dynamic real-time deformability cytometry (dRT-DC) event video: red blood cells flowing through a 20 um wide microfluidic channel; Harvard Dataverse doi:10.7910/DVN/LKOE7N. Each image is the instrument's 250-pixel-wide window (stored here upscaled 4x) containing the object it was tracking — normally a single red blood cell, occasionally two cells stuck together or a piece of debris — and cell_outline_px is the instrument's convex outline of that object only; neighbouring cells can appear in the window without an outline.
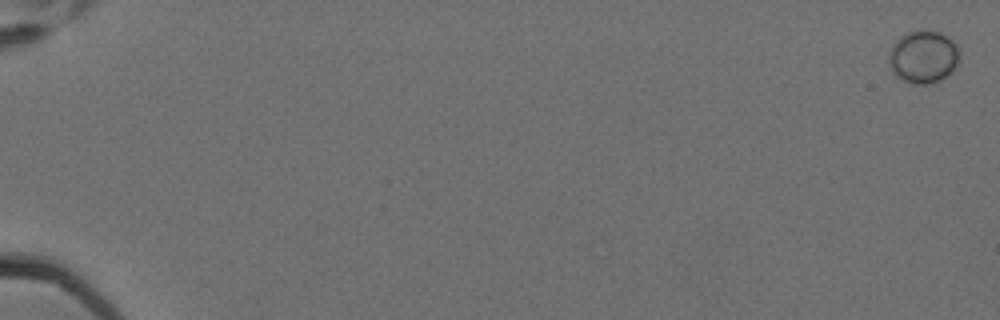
{"species": "Egyptian fruit bat (a non-hibernating species)", "species_latin": "Rousettus aegyptiacus", "temperature_condition": "cold", "stored_images_in_passage": 8, "camera_frame_rate_fps": 3000, "um_per_image_px": 0.085, "animal": {"sex": "female"}, "frame": {"image": 1, "passage_image": 1, "time_ms": 0.0, "image_size_px": [1000, 320], "cell_outline_px": [[960, 60], [956, 68], [952, 72], [940, 80], [928, 84], [912, 84], [896, 76], [892, 72], [888, 60], [888, 52], [892, 44], [900, 36], [908, 32], [940, 32], [952, 40], [956, 44], [960, 52]], "centroid_in_image_um": [78.48, 4.86], "position_along_channel_um": 6.5, "area_um2": 21.79}}
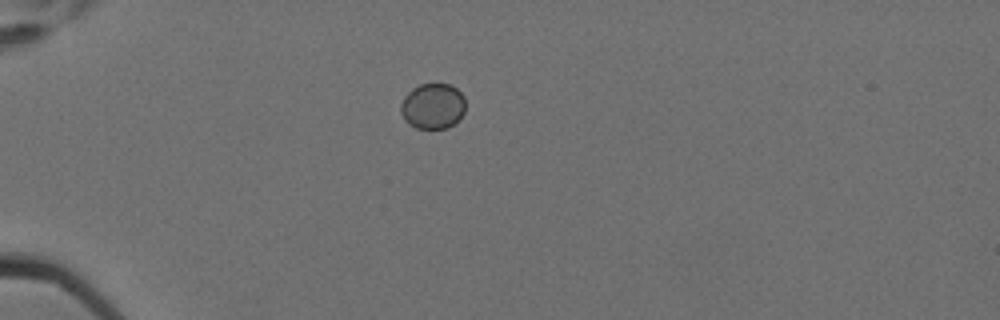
{"frame": {"image": 2, "passage_image": 6, "time_ms": 1.667, "image_size_px": [1000, 320], "cell_outline_px": [[464, 112], [448, 128], [416, 128], [408, 124], [404, 120], [400, 112], [400, 104], [404, 96], [412, 88], [420, 84], [448, 84], [456, 88], [464, 96]], "centroid_in_image_um": [36.74, 9.01], "position_along_channel_um": 48.3, "area_um2": 17.17}}
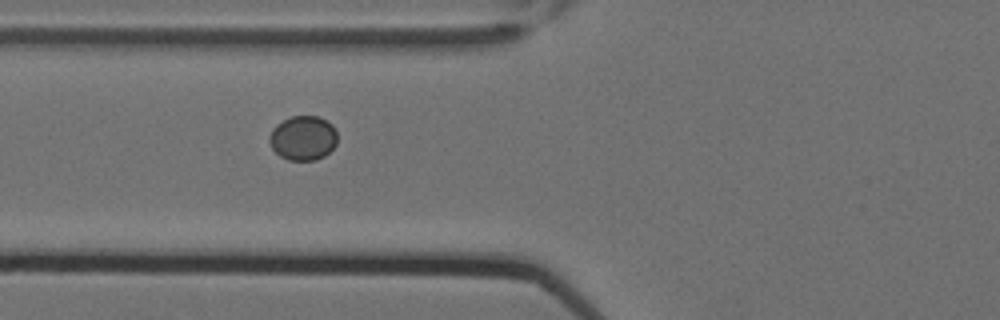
{"frame": {"image": 3, "passage_image": 8, "time_ms": 2.333, "image_size_px": [1000, 320], "cell_outline_px": [[336, 144], [324, 156], [316, 160], [288, 160], [280, 156], [272, 148], [268, 140], [268, 136], [272, 128], [276, 124], [292, 116], [320, 116], [332, 124], [336, 128]], "centroid_in_image_um": [25.75, 11.72], "position_along_channel_um": 100.1, "area_um2": 17.74}}